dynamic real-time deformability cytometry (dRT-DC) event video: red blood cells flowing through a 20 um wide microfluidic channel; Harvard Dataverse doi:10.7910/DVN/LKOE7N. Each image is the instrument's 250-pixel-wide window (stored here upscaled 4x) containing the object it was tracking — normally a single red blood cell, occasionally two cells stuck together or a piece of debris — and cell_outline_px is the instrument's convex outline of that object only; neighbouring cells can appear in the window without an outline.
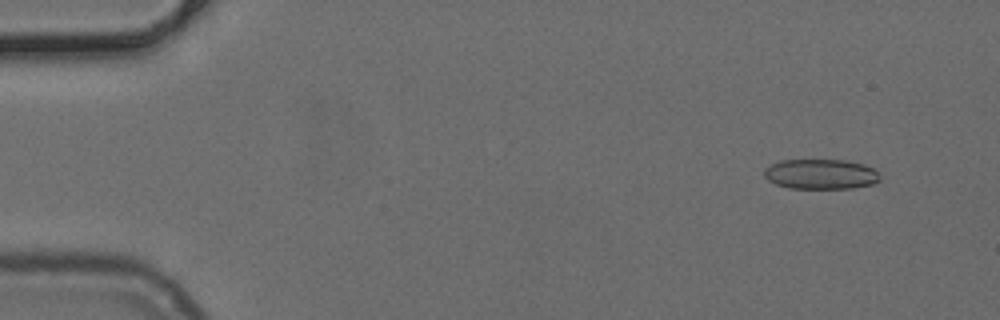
{"species": "common noctule bat (a hibernating species)", "species_latin": "Nyctalus noctula", "temperature_condition": "cold", "stored_images_in_passage": 51, "camera_frame_rate_fps": 3000, "um_per_image_px": 0.085, "animal": {"sex": "female", "body_mass_g": 24.6, "forearm_length_mm": 56.2}, "frame": {"image": 1, "passage_image": 4, "time_ms": 1.0, "image_size_px": [1000, 320], "cell_outline_px": [[880, 180], [872, 184], [852, 188], [788, 188], [776, 184], [768, 180], [764, 176], [764, 168], [780, 160], [848, 160], [864, 164], [872, 168], [880, 176]], "centroid_in_image_um": [69.75, 14.8], "position_along_channel_um": 15.2, "area_um2": 20.29}}
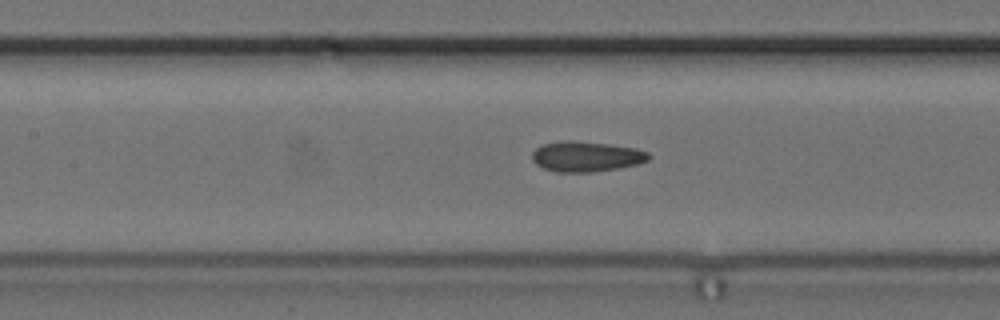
{"frame": {"image": 2, "passage_image": 23, "time_ms": 7.333, "image_size_px": [1000, 320], "cell_outline_px": [[652, 156], [648, 160], [636, 164], [616, 168], [592, 172], [556, 172], [544, 168], [536, 164], [532, 160], [532, 152], [536, 148], [544, 144], [560, 140], [572, 140], [608, 144], [636, 148], [648, 152]], "centroid_in_image_um": [49.81, 13.29], "position_along_channel_um": 157.6, "area_um2": 20.58}}
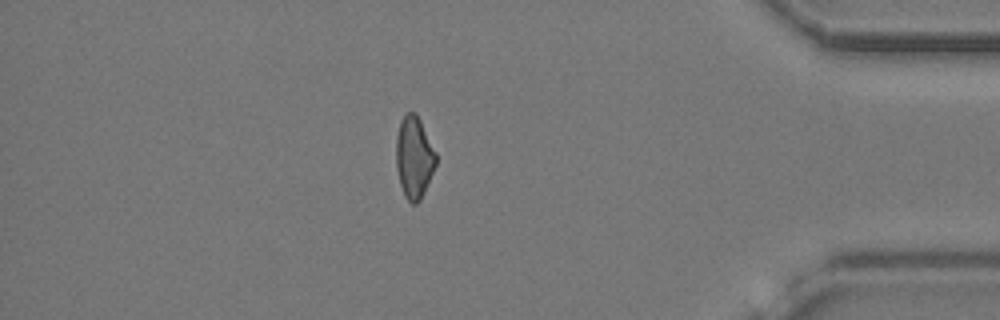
{"frame": {"image": 3, "passage_image": 44, "time_ms": 14.333, "image_size_px": [1000, 320], "cell_outline_px": [[436, 164], [424, 192], [420, 200], [416, 204], [412, 204], [404, 196], [400, 184], [396, 168], [396, 136], [400, 120], [408, 112], [416, 112], [436, 152]], "centroid_in_image_um": [35.18, 13.37], "position_along_channel_um": 400.0, "area_um2": 19.02}}